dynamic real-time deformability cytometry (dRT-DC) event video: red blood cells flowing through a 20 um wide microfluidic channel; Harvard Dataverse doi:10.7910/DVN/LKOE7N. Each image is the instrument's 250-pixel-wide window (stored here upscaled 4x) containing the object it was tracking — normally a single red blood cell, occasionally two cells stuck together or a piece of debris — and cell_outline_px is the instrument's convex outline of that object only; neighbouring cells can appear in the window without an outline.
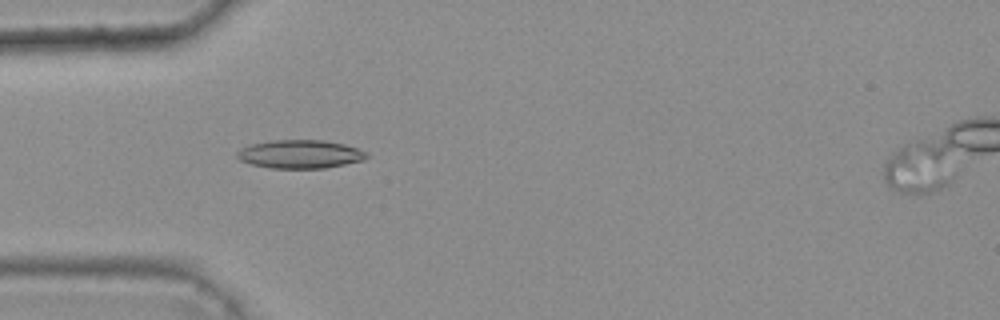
{"species": "common noctule bat (a hibernating species)", "species_latin": "Nyctalus noctula", "temperature_condition": "warm", "stored_images_in_passage": 5, "camera_frame_rate_fps": 3000, "um_per_image_px": 0.085, "animal": {"sex": "female", "body_mass_g": 25.1}, "frame": {"image": 1, "passage_image": 4, "time_ms": 1.0, "image_size_px": [1000, 320], "cell_outline_px": [[368, 156], [364, 160], [324, 168], [272, 168], [252, 164], [240, 160], [236, 156], [236, 152], [240, 148], [252, 144], [272, 140], [324, 140], [344, 144], [368, 152]], "centroid_in_image_um": [25.5, 13.1], "position_along_channel_um": 59.5, "area_um2": 21.39}}